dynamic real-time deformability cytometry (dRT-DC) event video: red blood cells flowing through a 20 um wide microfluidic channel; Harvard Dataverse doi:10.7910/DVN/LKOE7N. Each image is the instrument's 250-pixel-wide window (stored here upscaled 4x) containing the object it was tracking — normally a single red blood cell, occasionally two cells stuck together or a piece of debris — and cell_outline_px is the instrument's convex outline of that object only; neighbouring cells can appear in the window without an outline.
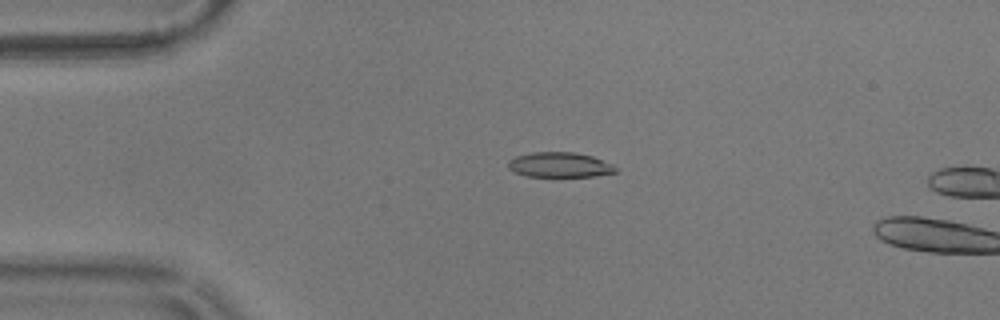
{"species": "common noctule bat (a hibernating species)", "species_latin": "Nyctalus noctula", "temperature_condition": "warm", "stored_images_in_passage": 14, "camera_frame_rate_fps": 3000, "um_per_image_px": 0.085, "animal": {"sex": "male", "body_mass_g": 17.9}, "frame": {"image": 1, "passage_image": 12, "time_ms": 3.667, "image_size_px": [1000, 320], "cell_outline_px": [[616, 172], [596, 176], [528, 176], [516, 172], [508, 168], [508, 160], [516, 156], [532, 152], [572, 152], [592, 156], [612, 164], [616, 168]], "centroid_in_image_um": [47.56, 14.0], "position_along_channel_um": 37.4, "area_um2": 15.49}}